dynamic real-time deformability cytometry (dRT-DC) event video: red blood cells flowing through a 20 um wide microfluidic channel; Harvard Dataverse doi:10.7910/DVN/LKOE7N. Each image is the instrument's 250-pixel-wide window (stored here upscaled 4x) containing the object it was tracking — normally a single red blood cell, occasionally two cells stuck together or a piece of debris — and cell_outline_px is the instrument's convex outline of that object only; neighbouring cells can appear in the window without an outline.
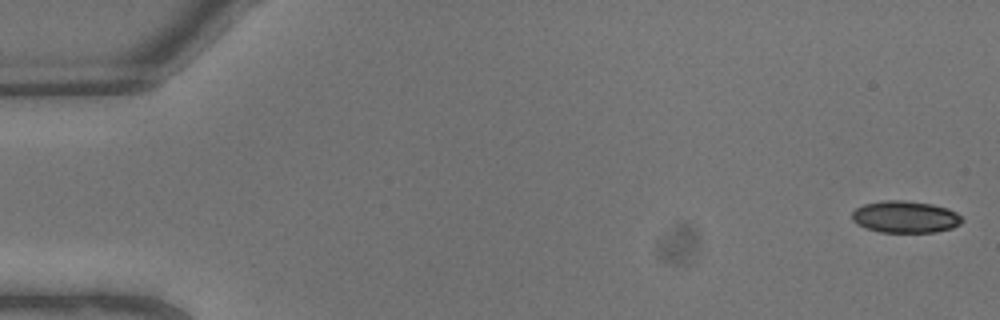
{"species": "common noctule bat (a hibernating species)", "species_latin": "Nyctalus noctula", "temperature_condition": "warm", "stored_images_in_passage": 7, "camera_frame_rate_fps": 3000, "um_per_image_px": 0.085, "animal": {"sex": "male", "body_mass_g": 13.3}, "frame": {"image": 1, "passage_image": 1, "time_ms": 0.0, "image_size_px": [1000, 320], "cell_outline_px": [[964, 220], [960, 224], [952, 228], [936, 232], [880, 232], [864, 228], [856, 224], [852, 220], [852, 212], [856, 208], [864, 204], [884, 200], [904, 200], [932, 204], [948, 208], [956, 212]], "centroid_in_image_um": [76.93, 18.44], "position_along_channel_um": 8.1, "area_um2": 20.63}}
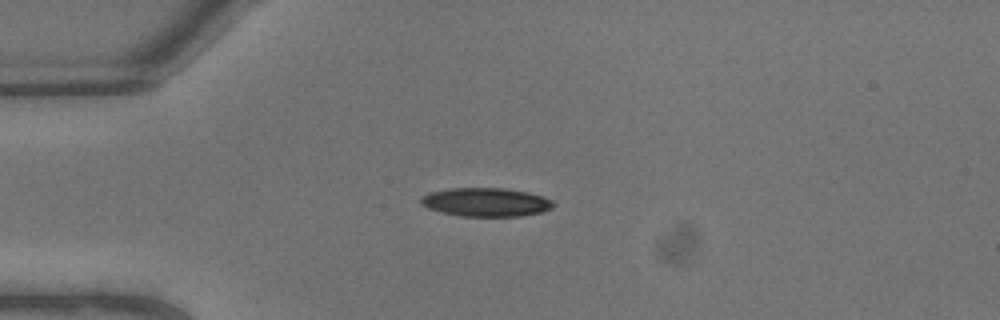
{"frame": {"image": 2, "passage_image": 6, "time_ms": 1.667, "image_size_px": [1000, 320], "cell_outline_px": [[556, 204], [552, 208], [540, 212], [520, 216], [464, 216], [440, 212], [428, 208], [420, 204], [420, 200], [428, 192], [452, 188], [504, 188], [528, 192], [552, 200]], "centroid_in_image_um": [41.29, 17.18], "position_along_channel_um": 43.7, "area_um2": 22.02}}